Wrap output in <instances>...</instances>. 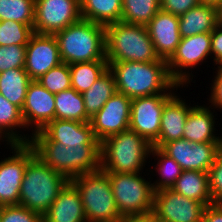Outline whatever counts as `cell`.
<instances>
[{
	"label": "cell",
	"mask_w": 222,
	"mask_h": 222,
	"mask_svg": "<svg viewBox=\"0 0 222 222\" xmlns=\"http://www.w3.org/2000/svg\"><path fill=\"white\" fill-rule=\"evenodd\" d=\"M62 62L107 61L105 26L80 19L54 34Z\"/></svg>",
	"instance_id": "cell-3"
},
{
	"label": "cell",
	"mask_w": 222,
	"mask_h": 222,
	"mask_svg": "<svg viewBox=\"0 0 222 222\" xmlns=\"http://www.w3.org/2000/svg\"><path fill=\"white\" fill-rule=\"evenodd\" d=\"M217 75L212 81L210 103L215 108H222V65L218 66Z\"/></svg>",
	"instance_id": "cell-40"
},
{
	"label": "cell",
	"mask_w": 222,
	"mask_h": 222,
	"mask_svg": "<svg viewBox=\"0 0 222 222\" xmlns=\"http://www.w3.org/2000/svg\"><path fill=\"white\" fill-rule=\"evenodd\" d=\"M151 149L152 144L137 132L124 130L101 142V169L107 173L141 172Z\"/></svg>",
	"instance_id": "cell-6"
},
{
	"label": "cell",
	"mask_w": 222,
	"mask_h": 222,
	"mask_svg": "<svg viewBox=\"0 0 222 222\" xmlns=\"http://www.w3.org/2000/svg\"><path fill=\"white\" fill-rule=\"evenodd\" d=\"M70 182L80 193L87 222H117L121 215L107 172L99 169L81 174Z\"/></svg>",
	"instance_id": "cell-7"
},
{
	"label": "cell",
	"mask_w": 222,
	"mask_h": 222,
	"mask_svg": "<svg viewBox=\"0 0 222 222\" xmlns=\"http://www.w3.org/2000/svg\"><path fill=\"white\" fill-rule=\"evenodd\" d=\"M192 108L174 94L165 103L160 123V134L152 146L161 148L167 142L182 139L183 128Z\"/></svg>",
	"instance_id": "cell-21"
},
{
	"label": "cell",
	"mask_w": 222,
	"mask_h": 222,
	"mask_svg": "<svg viewBox=\"0 0 222 222\" xmlns=\"http://www.w3.org/2000/svg\"><path fill=\"white\" fill-rule=\"evenodd\" d=\"M200 3L222 7V0H199Z\"/></svg>",
	"instance_id": "cell-44"
},
{
	"label": "cell",
	"mask_w": 222,
	"mask_h": 222,
	"mask_svg": "<svg viewBox=\"0 0 222 222\" xmlns=\"http://www.w3.org/2000/svg\"><path fill=\"white\" fill-rule=\"evenodd\" d=\"M34 33L33 28L29 25L13 21H0V45H27L31 35Z\"/></svg>",
	"instance_id": "cell-34"
},
{
	"label": "cell",
	"mask_w": 222,
	"mask_h": 222,
	"mask_svg": "<svg viewBox=\"0 0 222 222\" xmlns=\"http://www.w3.org/2000/svg\"><path fill=\"white\" fill-rule=\"evenodd\" d=\"M52 142L71 146H101L90 122L54 119L41 130Z\"/></svg>",
	"instance_id": "cell-19"
},
{
	"label": "cell",
	"mask_w": 222,
	"mask_h": 222,
	"mask_svg": "<svg viewBox=\"0 0 222 222\" xmlns=\"http://www.w3.org/2000/svg\"><path fill=\"white\" fill-rule=\"evenodd\" d=\"M43 222H87L80 193L70 181L43 214Z\"/></svg>",
	"instance_id": "cell-20"
},
{
	"label": "cell",
	"mask_w": 222,
	"mask_h": 222,
	"mask_svg": "<svg viewBox=\"0 0 222 222\" xmlns=\"http://www.w3.org/2000/svg\"><path fill=\"white\" fill-rule=\"evenodd\" d=\"M199 3V0H160V9L181 16Z\"/></svg>",
	"instance_id": "cell-39"
},
{
	"label": "cell",
	"mask_w": 222,
	"mask_h": 222,
	"mask_svg": "<svg viewBox=\"0 0 222 222\" xmlns=\"http://www.w3.org/2000/svg\"><path fill=\"white\" fill-rule=\"evenodd\" d=\"M26 45H0V73L11 68L25 67Z\"/></svg>",
	"instance_id": "cell-36"
},
{
	"label": "cell",
	"mask_w": 222,
	"mask_h": 222,
	"mask_svg": "<svg viewBox=\"0 0 222 222\" xmlns=\"http://www.w3.org/2000/svg\"><path fill=\"white\" fill-rule=\"evenodd\" d=\"M131 101V98L116 91L91 118L94 136L100 143L129 129Z\"/></svg>",
	"instance_id": "cell-15"
},
{
	"label": "cell",
	"mask_w": 222,
	"mask_h": 222,
	"mask_svg": "<svg viewBox=\"0 0 222 222\" xmlns=\"http://www.w3.org/2000/svg\"><path fill=\"white\" fill-rule=\"evenodd\" d=\"M117 222H158L153 211L144 214L122 215Z\"/></svg>",
	"instance_id": "cell-43"
},
{
	"label": "cell",
	"mask_w": 222,
	"mask_h": 222,
	"mask_svg": "<svg viewBox=\"0 0 222 222\" xmlns=\"http://www.w3.org/2000/svg\"><path fill=\"white\" fill-rule=\"evenodd\" d=\"M69 180L36 155L27 163L20 187L19 205L44 214Z\"/></svg>",
	"instance_id": "cell-4"
},
{
	"label": "cell",
	"mask_w": 222,
	"mask_h": 222,
	"mask_svg": "<svg viewBox=\"0 0 222 222\" xmlns=\"http://www.w3.org/2000/svg\"><path fill=\"white\" fill-rule=\"evenodd\" d=\"M30 145L35 154L69 181L101 169V146H71L52 142L42 131L31 136Z\"/></svg>",
	"instance_id": "cell-2"
},
{
	"label": "cell",
	"mask_w": 222,
	"mask_h": 222,
	"mask_svg": "<svg viewBox=\"0 0 222 222\" xmlns=\"http://www.w3.org/2000/svg\"><path fill=\"white\" fill-rule=\"evenodd\" d=\"M173 95V93H160L133 98L129 129L137 132L153 145L160 134V123L165 103Z\"/></svg>",
	"instance_id": "cell-11"
},
{
	"label": "cell",
	"mask_w": 222,
	"mask_h": 222,
	"mask_svg": "<svg viewBox=\"0 0 222 222\" xmlns=\"http://www.w3.org/2000/svg\"><path fill=\"white\" fill-rule=\"evenodd\" d=\"M202 222H222V204L206 206Z\"/></svg>",
	"instance_id": "cell-42"
},
{
	"label": "cell",
	"mask_w": 222,
	"mask_h": 222,
	"mask_svg": "<svg viewBox=\"0 0 222 222\" xmlns=\"http://www.w3.org/2000/svg\"><path fill=\"white\" fill-rule=\"evenodd\" d=\"M33 31L54 35L81 19L80 0H35Z\"/></svg>",
	"instance_id": "cell-12"
},
{
	"label": "cell",
	"mask_w": 222,
	"mask_h": 222,
	"mask_svg": "<svg viewBox=\"0 0 222 222\" xmlns=\"http://www.w3.org/2000/svg\"><path fill=\"white\" fill-rule=\"evenodd\" d=\"M81 18L107 26L121 21L122 0H80Z\"/></svg>",
	"instance_id": "cell-26"
},
{
	"label": "cell",
	"mask_w": 222,
	"mask_h": 222,
	"mask_svg": "<svg viewBox=\"0 0 222 222\" xmlns=\"http://www.w3.org/2000/svg\"><path fill=\"white\" fill-rule=\"evenodd\" d=\"M211 52L215 64L222 65V31L218 27L211 32Z\"/></svg>",
	"instance_id": "cell-41"
},
{
	"label": "cell",
	"mask_w": 222,
	"mask_h": 222,
	"mask_svg": "<svg viewBox=\"0 0 222 222\" xmlns=\"http://www.w3.org/2000/svg\"><path fill=\"white\" fill-rule=\"evenodd\" d=\"M108 68L115 77L116 91L131 99L172 93L174 88L180 87L171 78L167 61L162 59L153 62H108Z\"/></svg>",
	"instance_id": "cell-1"
},
{
	"label": "cell",
	"mask_w": 222,
	"mask_h": 222,
	"mask_svg": "<svg viewBox=\"0 0 222 222\" xmlns=\"http://www.w3.org/2000/svg\"><path fill=\"white\" fill-rule=\"evenodd\" d=\"M116 92V83L109 68L82 93L87 116L91 119Z\"/></svg>",
	"instance_id": "cell-27"
},
{
	"label": "cell",
	"mask_w": 222,
	"mask_h": 222,
	"mask_svg": "<svg viewBox=\"0 0 222 222\" xmlns=\"http://www.w3.org/2000/svg\"><path fill=\"white\" fill-rule=\"evenodd\" d=\"M160 149L183 170L208 172L222 150V142L192 143L182 138L167 142Z\"/></svg>",
	"instance_id": "cell-13"
},
{
	"label": "cell",
	"mask_w": 222,
	"mask_h": 222,
	"mask_svg": "<svg viewBox=\"0 0 222 222\" xmlns=\"http://www.w3.org/2000/svg\"><path fill=\"white\" fill-rule=\"evenodd\" d=\"M160 10V0H122L121 21L146 26Z\"/></svg>",
	"instance_id": "cell-31"
},
{
	"label": "cell",
	"mask_w": 222,
	"mask_h": 222,
	"mask_svg": "<svg viewBox=\"0 0 222 222\" xmlns=\"http://www.w3.org/2000/svg\"><path fill=\"white\" fill-rule=\"evenodd\" d=\"M153 156H157V169L158 174L160 175L159 180L152 184L154 192L164 189L171 188L176 180L180 177L183 172V169L180 165L171 157L166 155L160 148L152 146L151 152Z\"/></svg>",
	"instance_id": "cell-32"
},
{
	"label": "cell",
	"mask_w": 222,
	"mask_h": 222,
	"mask_svg": "<svg viewBox=\"0 0 222 222\" xmlns=\"http://www.w3.org/2000/svg\"><path fill=\"white\" fill-rule=\"evenodd\" d=\"M35 0H0V21L13 20L33 28Z\"/></svg>",
	"instance_id": "cell-33"
},
{
	"label": "cell",
	"mask_w": 222,
	"mask_h": 222,
	"mask_svg": "<svg viewBox=\"0 0 222 222\" xmlns=\"http://www.w3.org/2000/svg\"><path fill=\"white\" fill-rule=\"evenodd\" d=\"M31 81L24 67L8 69L0 73V93L22 109Z\"/></svg>",
	"instance_id": "cell-28"
},
{
	"label": "cell",
	"mask_w": 222,
	"mask_h": 222,
	"mask_svg": "<svg viewBox=\"0 0 222 222\" xmlns=\"http://www.w3.org/2000/svg\"><path fill=\"white\" fill-rule=\"evenodd\" d=\"M209 189L213 204H222V150L208 171Z\"/></svg>",
	"instance_id": "cell-38"
},
{
	"label": "cell",
	"mask_w": 222,
	"mask_h": 222,
	"mask_svg": "<svg viewBox=\"0 0 222 222\" xmlns=\"http://www.w3.org/2000/svg\"><path fill=\"white\" fill-rule=\"evenodd\" d=\"M106 59L108 62H153L160 58L144 25L122 21L105 26Z\"/></svg>",
	"instance_id": "cell-5"
},
{
	"label": "cell",
	"mask_w": 222,
	"mask_h": 222,
	"mask_svg": "<svg viewBox=\"0 0 222 222\" xmlns=\"http://www.w3.org/2000/svg\"><path fill=\"white\" fill-rule=\"evenodd\" d=\"M209 107L193 106L184 125L182 138L192 143L222 142L214 133L215 118Z\"/></svg>",
	"instance_id": "cell-22"
},
{
	"label": "cell",
	"mask_w": 222,
	"mask_h": 222,
	"mask_svg": "<svg viewBox=\"0 0 222 222\" xmlns=\"http://www.w3.org/2000/svg\"><path fill=\"white\" fill-rule=\"evenodd\" d=\"M62 63L54 35L33 33L26 45L25 70L31 80H37L47 71Z\"/></svg>",
	"instance_id": "cell-16"
},
{
	"label": "cell",
	"mask_w": 222,
	"mask_h": 222,
	"mask_svg": "<svg viewBox=\"0 0 222 222\" xmlns=\"http://www.w3.org/2000/svg\"><path fill=\"white\" fill-rule=\"evenodd\" d=\"M142 173H108L112 193L120 215L153 211L154 190Z\"/></svg>",
	"instance_id": "cell-8"
},
{
	"label": "cell",
	"mask_w": 222,
	"mask_h": 222,
	"mask_svg": "<svg viewBox=\"0 0 222 222\" xmlns=\"http://www.w3.org/2000/svg\"><path fill=\"white\" fill-rule=\"evenodd\" d=\"M219 7L199 3L179 16V32L182 38L212 32L217 27Z\"/></svg>",
	"instance_id": "cell-23"
},
{
	"label": "cell",
	"mask_w": 222,
	"mask_h": 222,
	"mask_svg": "<svg viewBox=\"0 0 222 222\" xmlns=\"http://www.w3.org/2000/svg\"><path fill=\"white\" fill-rule=\"evenodd\" d=\"M55 119L90 122L82 93L70 88L55 94Z\"/></svg>",
	"instance_id": "cell-29"
},
{
	"label": "cell",
	"mask_w": 222,
	"mask_h": 222,
	"mask_svg": "<svg viewBox=\"0 0 222 222\" xmlns=\"http://www.w3.org/2000/svg\"><path fill=\"white\" fill-rule=\"evenodd\" d=\"M37 81L50 93L57 94L72 88L69 65L62 62L47 71Z\"/></svg>",
	"instance_id": "cell-35"
},
{
	"label": "cell",
	"mask_w": 222,
	"mask_h": 222,
	"mask_svg": "<svg viewBox=\"0 0 222 222\" xmlns=\"http://www.w3.org/2000/svg\"><path fill=\"white\" fill-rule=\"evenodd\" d=\"M171 189L187 198L201 202L205 206L213 204L208 172L183 170Z\"/></svg>",
	"instance_id": "cell-24"
},
{
	"label": "cell",
	"mask_w": 222,
	"mask_h": 222,
	"mask_svg": "<svg viewBox=\"0 0 222 222\" xmlns=\"http://www.w3.org/2000/svg\"><path fill=\"white\" fill-rule=\"evenodd\" d=\"M208 55L210 57L212 55L211 32L181 38L176 51L167 61L171 78L182 87L184 84L190 83L191 74L186 71L187 68L192 69L201 62L203 63Z\"/></svg>",
	"instance_id": "cell-9"
},
{
	"label": "cell",
	"mask_w": 222,
	"mask_h": 222,
	"mask_svg": "<svg viewBox=\"0 0 222 222\" xmlns=\"http://www.w3.org/2000/svg\"><path fill=\"white\" fill-rule=\"evenodd\" d=\"M217 27L222 31V7H220L218 10Z\"/></svg>",
	"instance_id": "cell-45"
},
{
	"label": "cell",
	"mask_w": 222,
	"mask_h": 222,
	"mask_svg": "<svg viewBox=\"0 0 222 222\" xmlns=\"http://www.w3.org/2000/svg\"><path fill=\"white\" fill-rule=\"evenodd\" d=\"M21 127H26L21 108L10 103L0 93V139L5 138L9 145L30 143L31 139L16 132L15 129Z\"/></svg>",
	"instance_id": "cell-25"
},
{
	"label": "cell",
	"mask_w": 222,
	"mask_h": 222,
	"mask_svg": "<svg viewBox=\"0 0 222 222\" xmlns=\"http://www.w3.org/2000/svg\"><path fill=\"white\" fill-rule=\"evenodd\" d=\"M11 157L0 161V207L19 205L20 187L27 163L36 155L29 144H10Z\"/></svg>",
	"instance_id": "cell-10"
},
{
	"label": "cell",
	"mask_w": 222,
	"mask_h": 222,
	"mask_svg": "<svg viewBox=\"0 0 222 222\" xmlns=\"http://www.w3.org/2000/svg\"><path fill=\"white\" fill-rule=\"evenodd\" d=\"M0 222H43V215L21 205L1 206Z\"/></svg>",
	"instance_id": "cell-37"
},
{
	"label": "cell",
	"mask_w": 222,
	"mask_h": 222,
	"mask_svg": "<svg viewBox=\"0 0 222 222\" xmlns=\"http://www.w3.org/2000/svg\"><path fill=\"white\" fill-rule=\"evenodd\" d=\"M54 98L55 94L50 93L37 80L30 82L21 110L25 126L35 127L32 134L41 131L55 119Z\"/></svg>",
	"instance_id": "cell-17"
},
{
	"label": "cell",
	"mask_w": 222,
	"mask_h": 222,
	"mask_svg": "<svg viewBox=\"0 0 222 222\" xmlns=\"http://www.w3.org/2000/svg\"><path fill=\"white\" fill-rule=\"evenodd\" d=\"M205 207L171 188L154 192L153 212L158 222H202Z\"/></svg>",
	"instance_id": "cell-14"
},
{
	"label": "cell",
	"mask_w": 222,
	"mask_h": 222,
	"mask_svg": "<svg viewBox=\"0 0 222 222\" xmlns=\"http://www.w3.org/2000/svg\"><path fill=\"white\" fill-rule=\"evenodd\" d=\"M71 85L83 93L108 69V61H88L69 65Z\"/></svg>",
	"instance_id": "cell-30"
},
{
	"label": "cell",
	"mask_w": 222,
	"mask_h": 222,
	"mask_svg": "<svg viewBox=\"0 0 222 222\" xmlns=\"http://www.w3.org/2000/svg\"><path fill=\"white\" fill-rule=\"evenodd\" d=\"M149 36L158 57L168 61L181 41L179 16L161 9L146 25Z\"/></svg>",
	"instance_id": "cell-18"
}]
</instances>
